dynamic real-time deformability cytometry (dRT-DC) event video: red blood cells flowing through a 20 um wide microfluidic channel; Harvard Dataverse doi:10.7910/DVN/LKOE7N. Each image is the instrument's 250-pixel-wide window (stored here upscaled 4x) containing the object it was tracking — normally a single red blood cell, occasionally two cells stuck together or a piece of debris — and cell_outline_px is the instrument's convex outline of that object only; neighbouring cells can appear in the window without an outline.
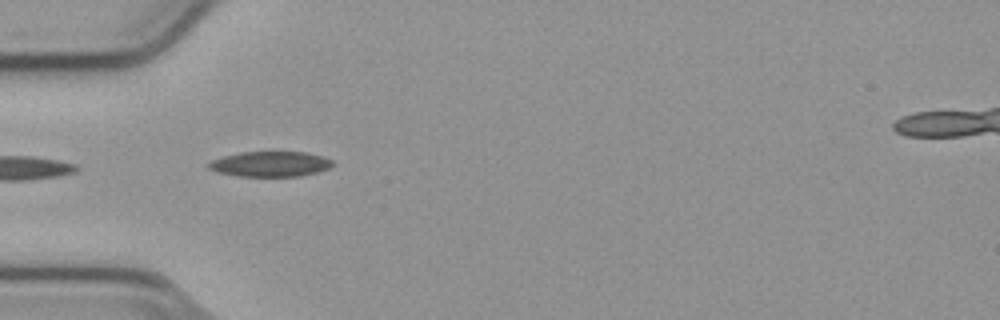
{"species": "common noctule bat (a hibernating species)", "species_latin": "Nyctalus noctula", "temperature_condition": "cold", "stored_images_in_passage": 3, "camera_frame_rate_fps": 3000, "um_per_image_px": 0.085, "animal": {"sex": "male", "body_mass_g": 23.1, "forearm_length_mm": 52.7}, "frame": {"image": 1, "passage_image": 1, "time_ms": 0.0, "image_size_px": [1000, 320], "cell_outline_px": [[336, 164], [328, 168], [316, 172], [300, 176], [236, 176], [216, 172], [208, 168], [208, 164], [212, 160], [224, 156], [240, 152], [304, 152], [320, 156], [332, 160]], "centroid_in_image_um": [22.96, 13.94], "position_along_channel_um": 62.0, "area_um2": 18.15}}